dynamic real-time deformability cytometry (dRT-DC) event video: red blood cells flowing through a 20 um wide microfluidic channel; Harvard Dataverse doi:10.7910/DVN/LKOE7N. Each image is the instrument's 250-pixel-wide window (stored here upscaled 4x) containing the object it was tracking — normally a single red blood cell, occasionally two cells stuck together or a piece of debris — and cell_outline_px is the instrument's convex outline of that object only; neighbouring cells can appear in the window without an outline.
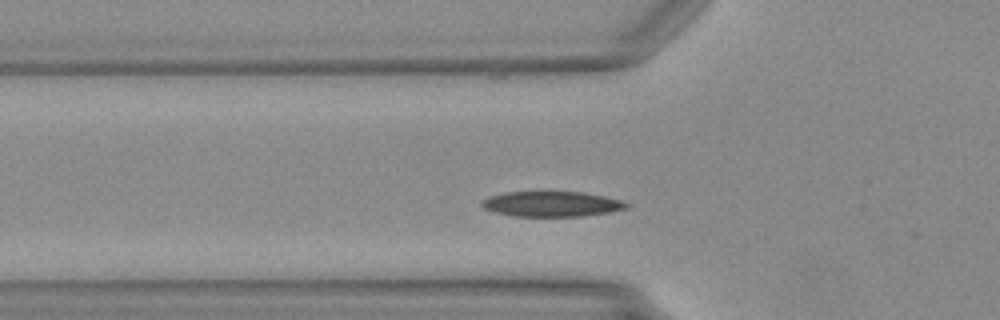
{"species": "Egyptian fruit bat (a non-hibernating species)", "species_latin": "Rousettus aegyptiacus", "temperature_condition": "warm", "stored_images_in_passage": 9, "camera_frame_rate_fps": 3000, "um_per_image_px": 0.085, "animal": {"sex": "female"}, "frame": {"image": 1, "passage_image": 4, "time_ms": 1.0, "image_size_px": [1000, 320], "cell_outline_px": [[632, 204], [628, 208], [608, 212], [584, 216], [512, 216], [496, 212], [484, 208], [480, 204], [480, 200], [488, 196], [504, 192], [584, 192], [604, 196], [620, 200]], "centroid_in_image_um": [46.88, 17.33], "position_along_channel_um": 78.9, "area_um2": 21.39}}
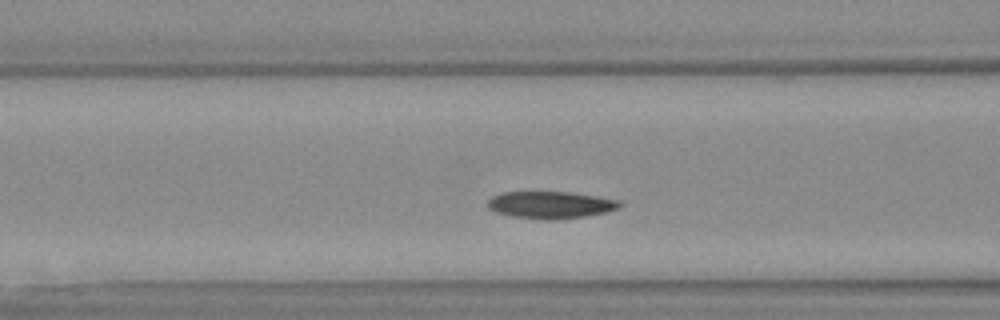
{"frame": {"image": 2, "passage_image": 7, "time_ms": 2.0, "image_size_px": [1000, 320], "cell_outline_px": [[624, 204], [620, 208], [588, 216], [548, 220], [544, 220], [512, 216], [496, 212], [488, 208], [488, 200], [492, 196], [504, 192], [568, 192], [596, 196], [620, 200]], "centroid_in_image_um": [46.82, 17.41], "position_along_channel_um": 119.8, "area_um2": 20.87}}